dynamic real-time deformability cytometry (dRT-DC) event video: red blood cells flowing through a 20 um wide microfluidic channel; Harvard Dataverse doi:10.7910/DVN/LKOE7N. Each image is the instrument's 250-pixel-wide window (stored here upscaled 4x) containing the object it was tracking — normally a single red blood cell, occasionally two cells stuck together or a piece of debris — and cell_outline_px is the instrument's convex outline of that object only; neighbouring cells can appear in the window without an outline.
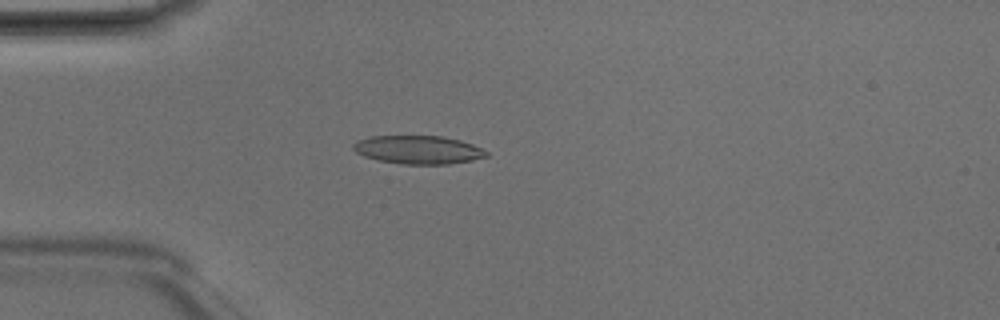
{"species": "Egyptian fruit bat (a non-hibernating species)", "species_latin": "Rousettus aegyptiacus", "temperature_condition": "room temperature", "stored_images_in_passage": 4, "camera_frame_rate_fps": 3000, "um_per_image_px": 0.085, "animal": {"sex": "male"}, "frame": {"image": 1, "passage_image": 4, "time_ms": 1.0, "image_size_px": [1000, 320], "cell_outline_px": [[488, 156], [472, 160], [448, 164], [404, 164], [380, 160], [364, 156], [356, 152], [352, 148], [352, 144], [356, 140], [372, 136], [440, 136], [460, 140], [472, 144], [488, 152]], "centroid_in_image_um": [35.53, 12.72], "position_along_channel_um": 49.5, "area_um2": 21.85}}